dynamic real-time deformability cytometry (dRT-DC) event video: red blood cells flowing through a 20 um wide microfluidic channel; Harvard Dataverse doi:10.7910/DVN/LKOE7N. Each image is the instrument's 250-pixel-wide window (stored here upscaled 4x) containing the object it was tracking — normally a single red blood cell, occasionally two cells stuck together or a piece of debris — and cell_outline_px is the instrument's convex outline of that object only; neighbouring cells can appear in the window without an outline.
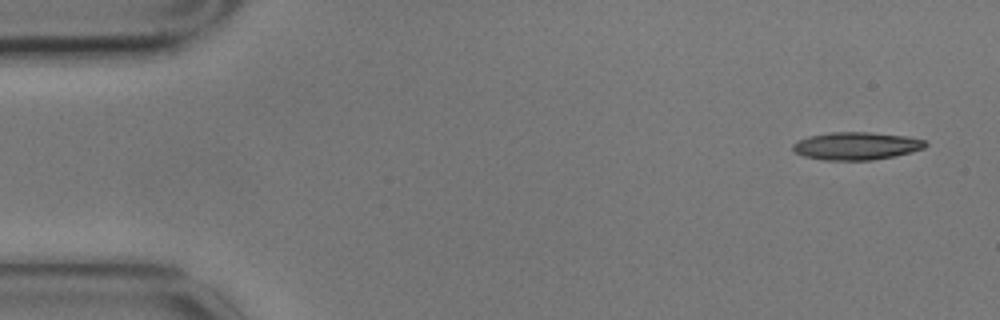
{"species": "common noctule bat (a hibernating species)", "species_latin": "Nyctalus noctula", "temperature_condition": "cold", "stored_images_in_passage": 8, "camera_frame_rate_fps": 3000, "um_per_image_px": 0.085, "animal": {"sex": "male", "body_mass_g": 17.9}, "frame": {"image": 1, "passage_image": 1, "time_ms": 0.0, "image_size_px": [1000, 320], "cell_outline_px": [[928, 144], [924, 148], [912, 152], [896, 156], [872, 160], [824, 160], [804, 156], [796, 152], [792, 148], [792, 144], [808, 136], [832, 132], [868, 132], [908, 136], [924, 140]], "centroid_in_image_um": [72.82, 12.4], "position_along_channel_um": 12.2, "area_um2": 21.44}}
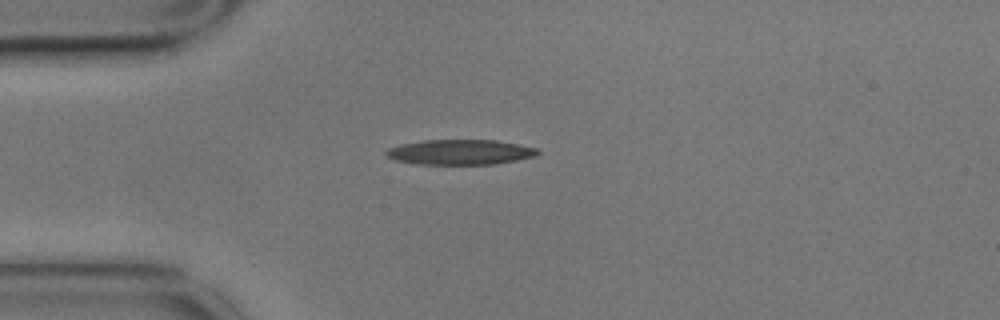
{"frame": {"image": 2, "passage_image": 4, "time_ms": 1.0, "image_size_px": [1000, 320], "cell_outline_px": [[540, 152], [536, 156], [496, 164], [416, 164], [396, 160], [388, 156], [384, 152], [388, 148], [400, 144], [424, 140], [496, 140], [536, 148]], "centroid_in_image_um": [39.1, 12.93], "position_along_channel_um": 45.9, "area_um2": 22.08}}